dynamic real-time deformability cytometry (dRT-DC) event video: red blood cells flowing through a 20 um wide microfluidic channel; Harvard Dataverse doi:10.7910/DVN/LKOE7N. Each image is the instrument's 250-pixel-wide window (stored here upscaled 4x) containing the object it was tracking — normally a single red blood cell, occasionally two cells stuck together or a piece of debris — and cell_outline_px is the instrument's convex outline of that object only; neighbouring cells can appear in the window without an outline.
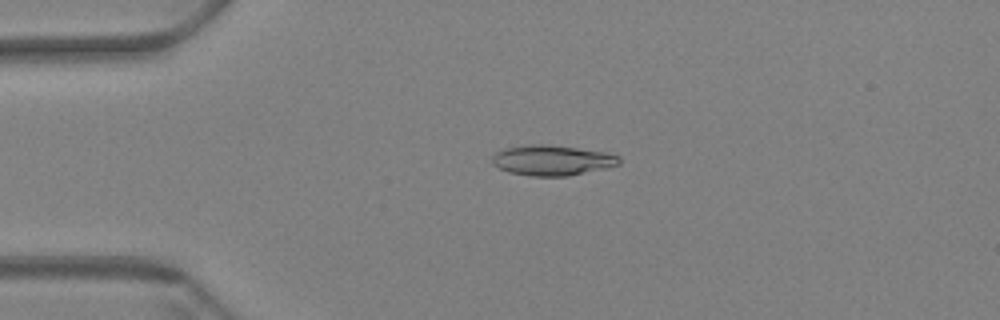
{"species": "Egyptian fruit bat (a non-hibernating species)", "species_latin": "Rousettus aegyptiacus", "temperature_condition": "warm", "stored_images_in_passage": 60, "camera_frame_rate_fps": 3000, "um_per_image_px": 0.085, "animal": {"sex": "female"}, "frame": {"image": 1, "passage_image": 14, "time_ms": 4.333, "image_size_px": [1000, 320], "cell_outline_px": [[620, 164], [608, 168], [568, 176], [532, 176], [508, 172], [492, 164], [492, 156], [496, 152], [504, 148], [528, 144], [548, 144], [608, 152], [620, 156]], "centroid_in_image_um": [46.95, 13.62], "position_along_channel_um": 38.0, "area_um2": 22.72}}
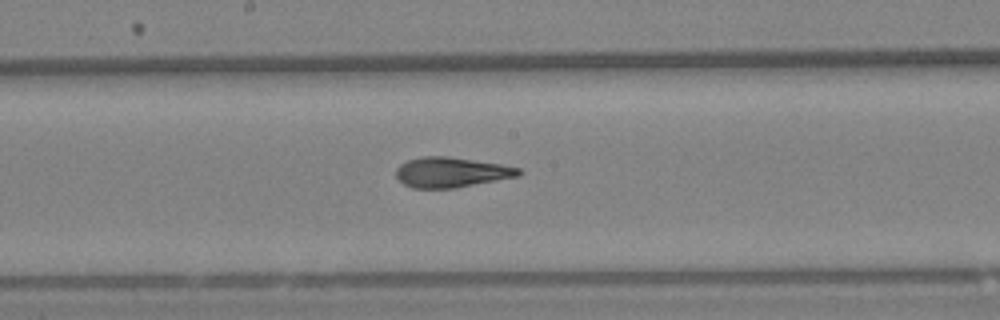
{"frame": {"image": 2, "passage_image": 32, "time_ms": 10.333, "image_size_px": [1000, 320], "cell_outline_px": [[520, 176], [452, 188], [412, 188], [404, 184], [396, 176], [396, 168], [400, 164], [408, 160], [424, 156], [448, 156], [500, 164], [520, 168]], "centroid_in_image_um": [38.33, 14.64], "position_along_channel_um": 209.9, "area_um2": 21.33}}
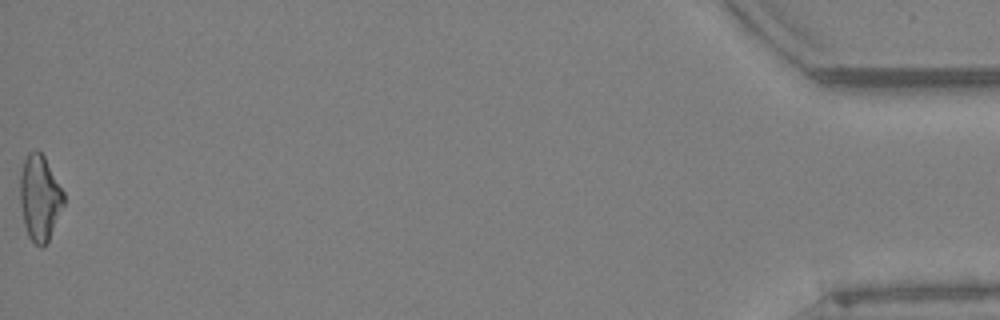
{"frame": {"image": 3, "passage_image": 60, "time_ms": 19.667, "image_size_px": [1000, 320], "cell_outline_px": [[64, 204], [48, 240], [40, 248], [28, 236], [24, 224], [20, 204], [20, 172], [24, 160], [28, 152], [36, 148], [44, 156], [64, 192]], "centroid_in_image_um": [3.36, 16.78], "position_along_channel_um": 431.8, "area_um2": 21.68}, "authors_computed_cell_mechanics": {"area_um2": 21.7617, "velocity_mm_per_s": 3.4336, "shape_relaxation_time_tau1_ms": null, "shape_relaxation_time_tau2_ms": 1.8756, "deformation_change_tau1": null, "deformation_change_tau2": 0.1026}}